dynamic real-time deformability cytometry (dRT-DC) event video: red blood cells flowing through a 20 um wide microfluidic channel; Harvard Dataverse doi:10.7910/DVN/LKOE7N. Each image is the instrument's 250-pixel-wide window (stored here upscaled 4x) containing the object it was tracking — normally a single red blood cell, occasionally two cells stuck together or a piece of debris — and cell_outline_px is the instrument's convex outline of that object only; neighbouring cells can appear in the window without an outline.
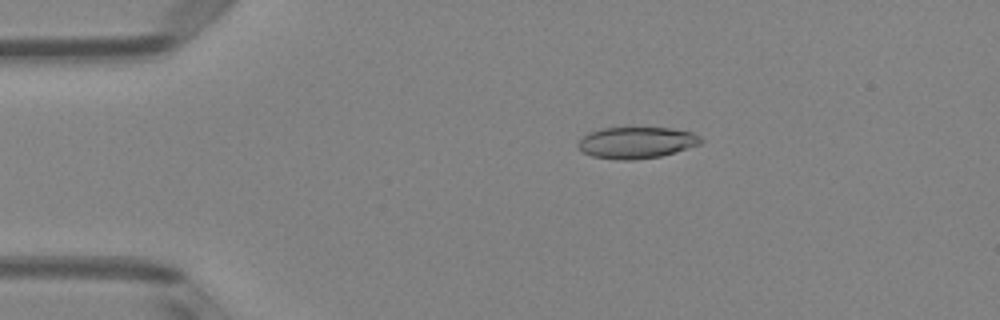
{"species": "Egyptian fruit bat (a non-hibernating species)", "species_latin": "Rousettus aegyptiacus", "temperature_condition": "room temperature", "stored_images_in_passage": 51, "camera_frame_rate_fps": 3000, "um_per_image_px": 0.085, "animal": {"sex": "female"}, "frame": {"image": 1, "passage_image": 10, "time_ms": 3.0, "image_size_px": [1000, 320], "cell_outline_px": [[704, 140], [700, 144], [688, 148], [660, 156], [632, 160], [620, 160], [592, 156], [584, 152], [576, 144], [588, 132], [600, 128], [672, 128], [692, 132], [700, 136]], "centroid_in_image_um": [54.11, 12.11], "position_along_channel_um": 30.9, "area_um2": 22.43}}
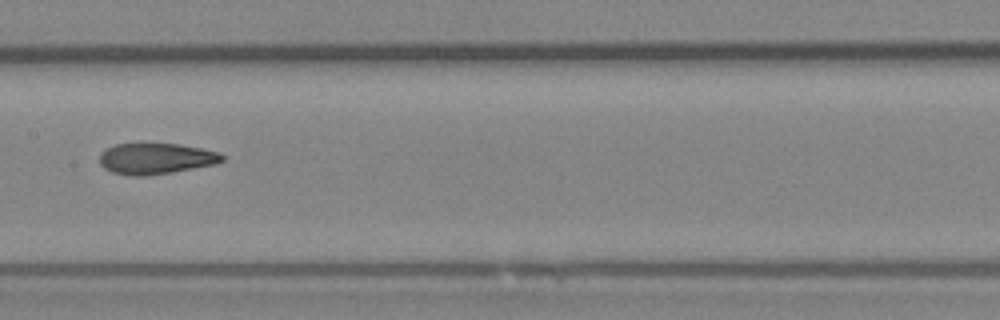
{"frame": {"image": 2, "passage_image": 26, "time_ms": 8.333, "image_size_px": [1000, 320], "cell_outline_px": [[224, 160], [216, 164], [172, 172], [148, 176], [132, 176], [112, 172], [104, 168], [100, 164], [100, 152], [116, 144], [180, 144], [220, 152], [224, 156]], "centroid_in_image_um": [13.26, 13.49], "position_along_channel_um": 194.1, "area_um2": 22.14}}
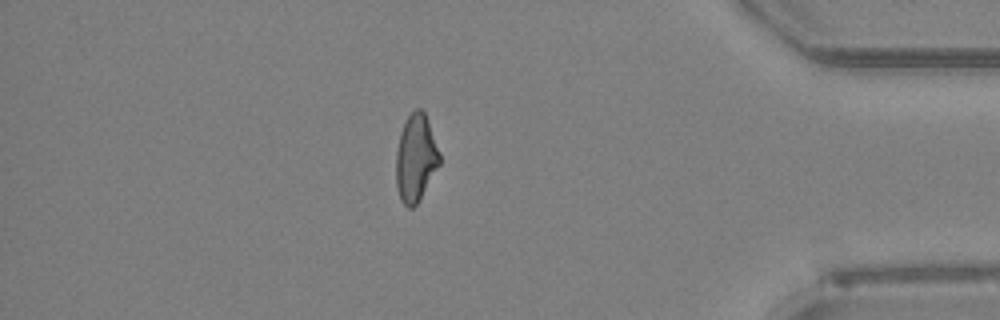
{"frame": {"image": 3, "passage_image": 44, "time_ms": 14.333, "image_size_px": [1000, 320], "cell_outline_px": [[440, 164], [416, 204], [412, 208], [408, 208], [400, 200], [396, 184], [396, 152], [400, 132], [404, 120], [416, 108], [420, 108], [424, 112], [428, 120], [440, 152]], "centroid_in_image_um": [35.33, 13.41], "position_along_channel_um": 399.9, "area_um2": 22.14}, "authors_computed_cell_mechanics": {"area_um2": 22.7154, "velocity_mm_per_s": 4.0182, "shape_relaxation_time_tau1_ms": null, "shape_relaxation_time_tau2_ms": 2.8765, "deformation_change_tau1": null, "deformation_change_tau2": 0.1232}}